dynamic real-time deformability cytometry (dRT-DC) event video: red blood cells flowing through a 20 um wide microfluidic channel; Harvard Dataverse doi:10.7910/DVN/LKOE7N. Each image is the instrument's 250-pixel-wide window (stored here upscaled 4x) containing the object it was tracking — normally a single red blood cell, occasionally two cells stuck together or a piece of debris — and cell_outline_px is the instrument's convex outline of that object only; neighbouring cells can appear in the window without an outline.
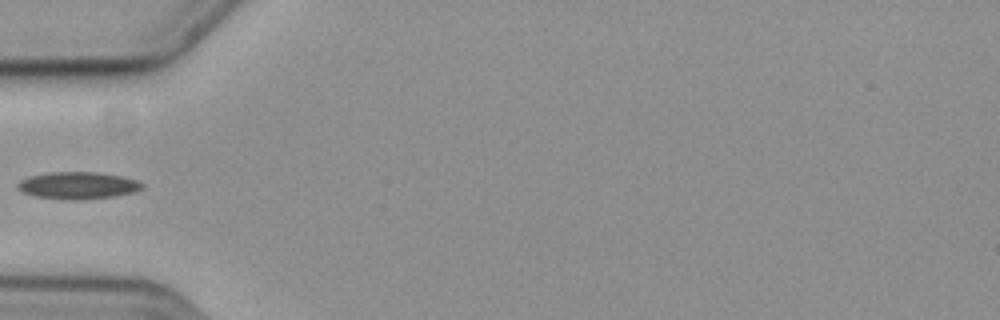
{"species": "common noctule bat (a hibernating species)", "species_latin": "Nyctalus noctula", "temperature_condition": "cold", "stored_images_in_passage": 6, "camera_frame_rate_fps": 3000, "um_per_image_px": 0.085, "animal": {"sex": "female", "body_mass_g": 19.3, "forearm_length_mm": 54.1}, "frame": {"image": 1, "passage_image": 1, "time_ms": 0.0, "image_size_px": [1000, 320], "cell_outline_px": [[144, 188], [136, 192], [116, 196], [80, 200], [64, 200], [36, 196], [24, 192], [16, 188], [16, 184], [20, 180], [28, 176], [52, 172], [96, 172], [120, 176], [136, 180], [144, 184]], "centroid_in_image_um": [6.63, 15.77], "position_along_channel_um": 78.4, "area_um2": 19.83}}
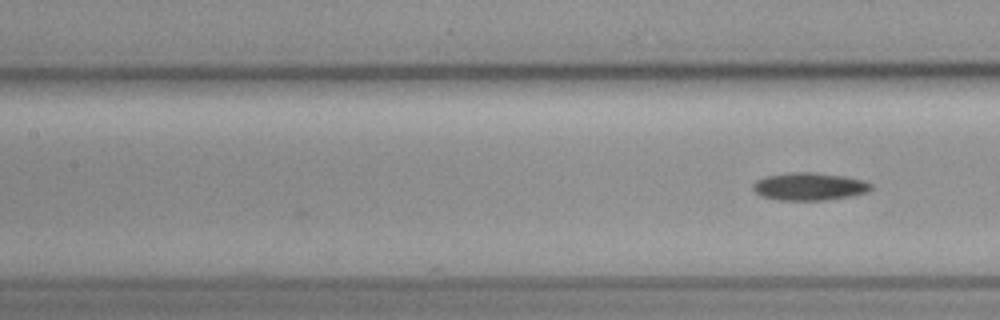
{"frame": {"image": 2, "passage_image": 6, "time_ms": 1.667, "image_size_px": [1000, 320], "cell_outline_px": [[872, 188], [868, 192], [848, 196], [824, 200], [776, 200], [760, 196], [752, 188], [752, 184], [756, 180], [764, 176], [788, 172], [816, 172], [844, 176], [864, 180], [872, 184]], "centroid_in_image_um": [68.75, 15.84], "position_along_channel_um": 138.6, "area_um2": 19.25}}